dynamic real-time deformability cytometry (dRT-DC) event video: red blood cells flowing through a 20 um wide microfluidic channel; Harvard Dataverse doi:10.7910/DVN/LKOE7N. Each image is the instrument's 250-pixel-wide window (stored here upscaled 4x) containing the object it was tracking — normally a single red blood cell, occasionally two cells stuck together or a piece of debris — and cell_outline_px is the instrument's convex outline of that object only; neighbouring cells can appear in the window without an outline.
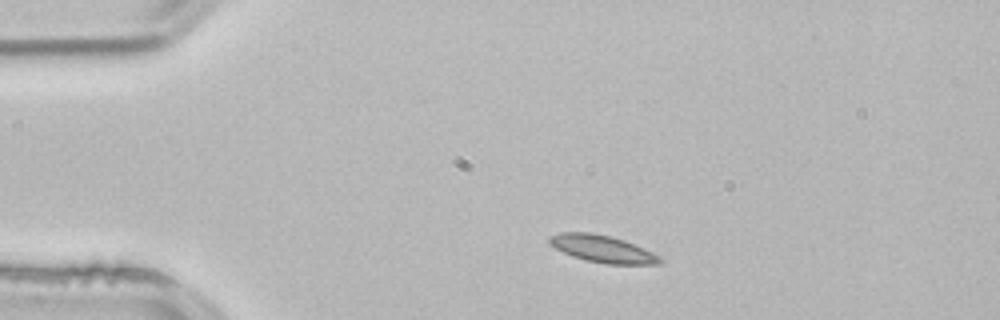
{"species": "common noctule bat (a hibernating species)", "species_latin": "Nyctalus noctula", "temperature_condition": "room temperature", "stored_images_in_passage": 2, "camera_frame_rate_fps": 3000, "um_per_image_px": 0.085, "animal": {"sex": "male", "body_mass_g": 21.5, "forearm_length_mm": 52.0}, "frame": {"image": 1, "passage_image": 1, "time_ms": 0.0, "image_size_px": [1000, 320], "cell_outline_px": [[664, 260], [660, 264], [604, 264], [572, 256], [548, 244], [548, 236], [560, 232], [592, 232], [612, 236], [624, 240], [644, 248], [660, 256]], "centroid_in_image_um": [51.21, 21.14], "position_along_channel_um": 33.8, "area_um2": 17.63}}